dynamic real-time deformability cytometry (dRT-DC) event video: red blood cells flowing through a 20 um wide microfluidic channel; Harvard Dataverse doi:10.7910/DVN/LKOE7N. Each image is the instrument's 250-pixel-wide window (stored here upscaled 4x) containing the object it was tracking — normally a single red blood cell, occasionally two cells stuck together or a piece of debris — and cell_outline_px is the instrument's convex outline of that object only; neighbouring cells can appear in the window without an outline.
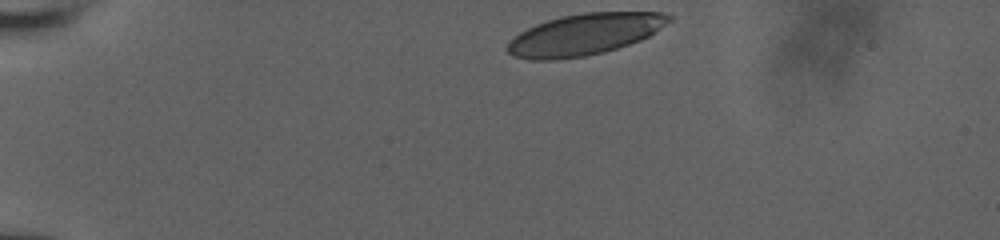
{"species": "human", "species_latin": "Homo sapiens", "temperature_condition": "room temperature", "stored_images_in_passage": 15, "camera_frame_rate_fps": 3000, "um_per_image_px": 0.085, "donor": {"sex": "male"}, "frame": {"image": 1, "passage_image": 1, "time_ms": 0.0, "image_size_px": [1000, 240], "cell_outline_px": [[672, 20], [648, 36], [640, 40], [604, 52], [584, 56], [556, 60], [532, 60], [512, 56], [508, 52], [508, 44], [520, 32], [536, 24], [560, 16], [584, 12], [660, 12], [672, 16]], "centroid_in_image_um": [49.69, 2.92], "position_along_channel_um": 35.3, "area_um2": 38.67}}